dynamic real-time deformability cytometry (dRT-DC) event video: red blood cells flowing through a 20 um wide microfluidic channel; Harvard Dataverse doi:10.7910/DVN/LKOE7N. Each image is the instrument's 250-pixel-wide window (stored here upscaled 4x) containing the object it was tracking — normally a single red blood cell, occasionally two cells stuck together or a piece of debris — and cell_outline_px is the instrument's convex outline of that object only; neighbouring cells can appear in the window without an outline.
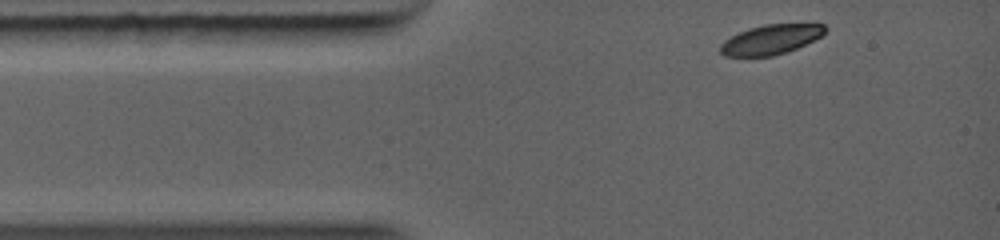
{"species": "common noctule bat (a hibernating species)", "species_latin": "Nyctalus noctula", "temperature_condition": "warm", "stored_images_in_passage": 9, "camera_frame_rate_fps": 5000, "um_per_image_px": 0.085, "animal": {"sex": "female", "body_mass_g": 19.0, "forearm_length_mm": 56.7}, "frame": {"image": 1, "passage_image": 1, "time_ms": 0.0, "image_size_px": [1000, 240], "cell_outline_px": [[828, 28], [820, 36], [788, 52], [772, 56], [724, 56], [720, 52], [720, 44], [724, 40], [748, 28], [764, 24], [824, 24]], "centroid_in_image_um": [65.49, 3.36], "position_along_channel_um": 19.5, "area_um2": 17.98}}
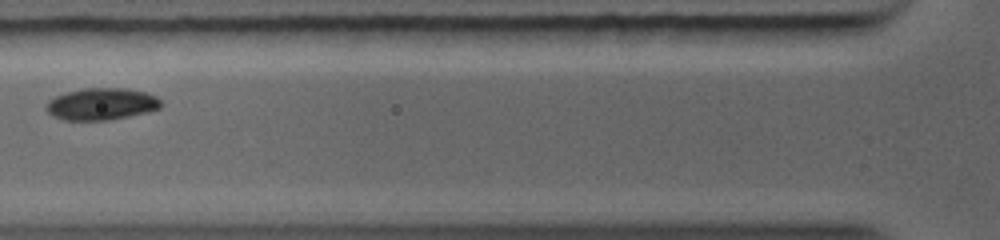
{"frame": {"image": 2, "passage_image": 6, "time_ms": 2.8, "image_size_px": [1000, 240], "cell_outline_px": [[160, 108], [148, 112], [128, 116], [104, 120], [64, 120], [48, 112], [48, 100], [64, 92], [84, 88], [128, 88], [148, 92], [156, 96], [160, 100]], "centroid_in_image_um": [8.66, 8.82], "position_along_channel_um": 117.1, "area_um2": 21.21}}
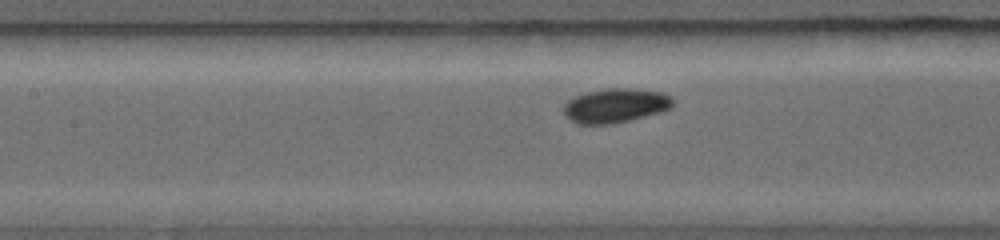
{"frame": {"image": 3, "passage_image": 8, "time_ms": 3.6, "image_size_px": [1000, 240], "cell_outline_px": [[676, 100], [668, 108], [660, 112], [628, 120], [608, 124], [580, 124], [572, 120], [564, 112], [564, 104], [568, 100], [584, 92], [608, 88], [636, 88], [660, 92], [672, 96]], "centroid_in_image_um": [52.33, 8.95], "position_along_channel_um": 155.1, "area_um2": 21.62}}